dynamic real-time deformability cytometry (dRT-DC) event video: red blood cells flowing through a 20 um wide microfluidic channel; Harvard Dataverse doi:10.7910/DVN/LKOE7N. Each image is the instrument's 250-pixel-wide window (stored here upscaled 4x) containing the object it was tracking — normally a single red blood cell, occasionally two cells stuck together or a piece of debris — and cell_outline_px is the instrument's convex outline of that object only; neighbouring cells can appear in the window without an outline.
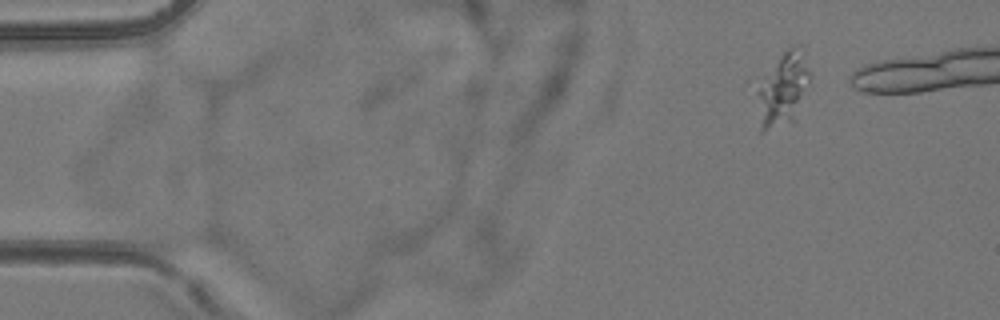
{"species": "common noctule bat (a hibernating species)", "species_latin": "Nyctalus noctula", "temperature_condition": "room temperature", "stored_images_in_passage": 3, "camera_frame_rate_fps": 3000, "um_per_image_px": 0.085, "animal": {"sex": "female", "body_mass_g": 24.6, "forearm_length_mm": 56.2}, "frame": {"image": 1, "passage_image": 3, "time_ms": 3.333, "image_size_px": [1000, 320], "cell_outline_px": [[812, 76], [792, 120], [764, 132], [760, 132], [744, 80], [792, 44], [800, 44], [812, 72]], "centroid_in_image_um": [66.22, 7.45], "position_along_channel_um": 18.8, "area_um2": 26.65}}